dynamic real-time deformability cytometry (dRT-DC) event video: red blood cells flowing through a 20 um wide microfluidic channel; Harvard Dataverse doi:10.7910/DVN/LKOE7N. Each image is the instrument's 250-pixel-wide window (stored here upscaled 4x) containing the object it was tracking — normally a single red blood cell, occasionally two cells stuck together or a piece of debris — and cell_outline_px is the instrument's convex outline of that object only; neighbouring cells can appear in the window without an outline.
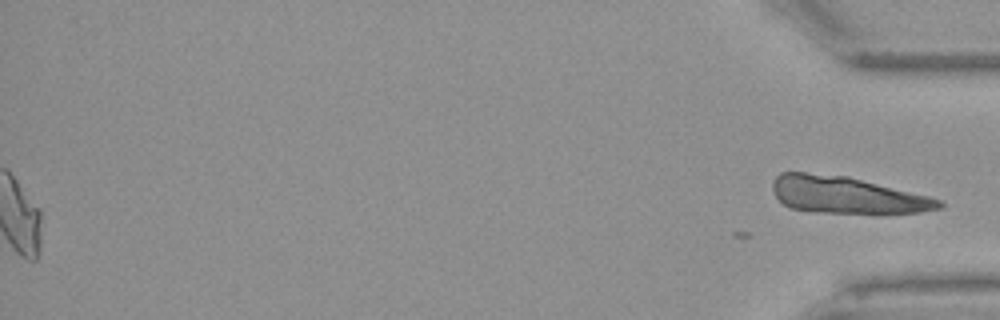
{"species": "Egyptian fruit bat (a non-hibernating species)", "species_latin": "Rousettus aegyptiacus", "temperature_condition": "warm", "stored_images_in_passage": 53, "segment_of_instrument_passage": [2, 2], "camera_frame_rate_fps": 3000, "um_per_image_px": 0.085, "animal": {"sex": "female"}, "frame": {"image": 1, "passage_image": 53, "time_ms": 17.333, "image_size_px": [1000, 320], "cell_outline_px": [[944, 208], [920, 212], [816, 212], [792, 208], [784, 204], [772, 192], [772, 180], [780, 172], [804, 172], [848, 176], [928, 196], [940, 200], [944, 204]], "centroid_in_image_um": [71.94, 16.55], "position_along_channel_um": 363.3, "area_um2": 35.37}}